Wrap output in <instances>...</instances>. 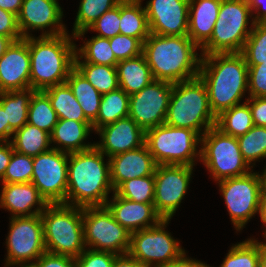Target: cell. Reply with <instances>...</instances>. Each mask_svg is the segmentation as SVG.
I'll return each instance as SVG.
<instances>
[{
	"instance_id": "cell-1",
	"label": "cell",
	"mask_w": 266,
	"mask_h": 267,
	"mask_svg": "<svg viewBox=\"0 0 266 267\" xmlns=\"http://www.w3.org/2000/svg\"><path fill=\"white\" fill-rule=\"evenodd\" d=\"M198 77L206 86L209 105L215 116L239 105L248 90V65L241 53L201 55Z\"/></svg>"
},
{
	"instance_id": "cell-2",
	"label": "cell",
	"mask_w": 266,
	"mask_h": 267,
	"mask_svg": "<svg viewBox=\"0 0 266 267\" xmlns=\"http://www.w3.org/2000/svg\"><path fill=\"white\" fill-rule=\"evenodd\" d=\"M68 164L66 205L105 206L108 193L114 189L110 180V161L104 164V154L94 146L70 153Z\"/></svg>"
},
{
	"instance_id": "cell-3",
	"label": "cell",
	"mask_w": 266,
	"mask_h": 267,
	"mask_svg": "<svg viewBox=\"0 0 266 267\" xmlns=\"http://www.w3.org/2000/svg\"><path fill=\"white\" fill-rule=\"evenodd\" d=\"M197 48L187 35L150 33L143 43L142 54L155 80L178 83L198 77L202 58L197 57Z\"/></svg>"
},
{
	"instance_id": "cell-4",
	"label": "cell",
	"mask_w": 266,
	"mask_h": 267,
	"mask_svg": "<svg viewBox=\"0 0 266 267\" xmlns=\"http://www.w3.org/2000/svg\"><path fill=\"white\" fill-rule=\"evenodd\" d=\"M68 33L59 36L27 37L30 52V82L35 91L66 82L74 68L76 45Z\"/></svg>"
},
{
	"instance_id": "cell-5",
	"label": "cell",
	"mask_w": 266,
	"mask_h": 267,
	"mask_svg": "<svg viewBox=\"0 0 266 267\" xmlns=\"http://www.w3.org/2000/svg\"><path fill=\"white\" fill-rule=\"evenodd\" d=\"M164 123L196 131L199 135L203 126L204 132L201 134L216 125L206 86L199 77L173 83Z\"/></svg>"
},
{
	"instance_id": "cell-6",
	"label": "cell",
	"mask_w": 266,
	"mask_h": 267,
	"mask_svg": "<svg viewBox=\"0 0 266 267\" xmlns=\"http://www.w3.org/2000/svg\"><path fill=\"white\" fill-rule=\"evenodd\" d=\"M40 215L46 252L77 258L85 250L81 207L48 204Z\"/></svg>"
},
{
	"instance_id": "cell-7",
	"label": "cell",
	"mask_w": 266,
	"mask_h": 267,
	"mask_svg": "<svg viewBox=\"0 0 266 267\" xmlns=\"http://www.w3.org/2000/svg\"><path fill=\"white\" fill-rule=\"evenodd\" d=\"M251 13L244 0H222L211 38L201 48V55L240 53L252 31V27L247 29Z\"/></svg>"
},
{
	"instance_id": "cell-8",
	"label": "cell",
	"mask_w": 266,
	"mask_h": 267,
	"mask_svg": "<svg viewBox=\"0 0 266 267\" xmlns=\"http://www.w3.org/2000/svg\"><path fill=\"white\" fill-rule=\"evenodd\" d=\"M201 136L187 128H177L163 123L145 132V144L158 165L193 166Z\"/></svg>"
},
{
	"instance_id": "cell-9",
	"label": "cell",
	"mask_w": 266,
	"mask_h": 267,
	"mask_svg": "<svg viewBox=\"0 0 266 267\" xmlns=\"http://www.w3.org/2000/svg\"><path fill=\"white\" fill-rule=\"evenodd\" d=\"M201 136L200 160L216 181L249 173V164L243 158L237 137L223 133L216 126Z\"/></svg>"
},
{
	"instance_id": "cell-10",
	"label": "cell",
	"mask_w": 266,
	"mask_h": 267,
	"mask_svg": "<svg viewBox=\"0 0 266 267\" xmlns=\"http://www.w3.org/2000/svg\"><path fill=\"white\" fill-rule=\"evenodd\" d=\"M82 221L85 247L116 255L129 252L131 233L113 218L106 206L82 208Z\"/></svg>"
},
{
	"instance_id": "cell-11",
	"label": "cell",
	"mask_w": 266,
	"mask_h": 267,
	"mask_svg": "<svg viewBox=\"0 0 266 267\" xmlns=\"http://www.w3.org/2000/svg\"><path fill=\"white\" fill-rule=\"evenodd\" d=\"M168 222L162 219L155 226L131 233L128 253L146 267H164L178 259L185 251L165 231Z\"/></svg>"
},
{
	"instance_id": "cell-12",
	"label": "cell",
	"mask_w": 266,
	"mask_h": 267,
	"mask_svg": "<svg viewBox=\"0 0 266 267\" xmlns=\"http://www.w3.org/2000/svg\"><path fill=\"white\" fill-rule=\"evenodd\" d=\"M231 221L240 230L248 220L259 213L263 193L261 175L252 173L218 181Z\"/></svg>"
},
{
	"instance_id": "cell-13",
	"label": "cell",
	"mask_w": 266,
	"mask_h": 267,
	"mask_svg": "<svg viewBox=\"0 0 266 267\" xmlns=\"http://www.w3.org/2000/svg\"><path fill=\"white\" fill-rule=\"evenodd\" d=\"M69 154L50 149L33 157L31 182L48 204H66Z\"/></svg>"
},
{
	"instance_id": "cell-14",
	"label": "cell",
	"mask_w": 266,
	"mask_h": 267,
	"mask_svg": "<svg viewBox=\"0 0 266 267\" xmlns=\"http://www.w3.org/2000/svg\"><path fill=\"white\" fill-rule=\"evenodd\" d=\"M11 217L5 266L27 265L46 252L41 215Z\"/></svg>"
},
{
	"instance_id": "cell-15",
	"label": "cell",
	"mask_w": 266,
	"mask_h": 267,
	"mask_svg": "<svg viewBox=\"0 0 266 267\" xmlns=\"http://www.w3.org/2000/svg\"><path fill=\"white\" fill-rule=\"evenodd\" d=\"M173 83L153 80L141 91L129 95V114L145 132L165 122Z\"/></svg>"
},
{
	"instance_id": "cell-16",
	"label": "cell",
	"mask_w": 266,
	"mask_h": 267,
	"mask_svg": "<svg viewBox=\"0 0 266 267\" xmlns=\"http://www.w3.org/2000/svg\"><path fill=\"white\" fill-rule=\"evenodd\" d=\"M193 166L157 165L154 207L162 219H171L187 192Z\"/></svg>"
},
{
	"instance_id": "cell-17",
	"label": "cell",
	"mask_w": 266,
	"mask_h": 267,
	"mask_svg": "<svg viewBox=\"0 0 266 267\" xmlns=\"http://www.w3.org/2000/svg\"><path fill=\"white\" fill-rule=\"evenodd\" d=\"M144 8L150 33L188 35L189 0H150Z\"/></svg>"
},
{
	"instance_id": "cell-18",
	"label": "cell",
	"mask_w": 266,
	"mask_h": 267,
	"mask_svg": "<svg viewBox=\"0 0 266 267\" xmlns=\"http://www.w3.org/2000/svg\"><path fill=\"white\" fill-rule=\"evenodd\" d=\"M63 11L57 0H23L21 10L17 16V23L22 38L30 37L27 30L52 27L49 32L41 36H59L67 33L60 22ZM56 26V27H55Z\"/></svg>"
},
{
	"instance_id": "cell-19",
	"label": "cell",
	"mask_w": 266,
	"mask_h": 267,
	"mask_svg": "<svg viewBox=\"0 0 266 267\" xmlns=\"http://www.w3.org/2000/svg\"><path fill=\"white\" fill-rule=\"evenodd\" d=\"M31 88L27 38L13 41L0 57V93Z\"/></svg>"
},
{
	"instance_id": "cell-20",
	"label": "cell",
	"mask_w": 266,
	"mask_h": 267,
	"mask_svg": "<svg viewBox=\"0 0 266 267\" xmlns=\"http://www.w3.org/2000/svg\"><path fill=\"white\" fill-rule=\"evenodd\" d=\"M96 132H99L102 140L95 146L109 158L145 144V131L129 116L107 124Z\"/></svg>"
},
{
	"instance_id": "cell-21",
	"label": "cell",
	"mask_w": 266,
	"mask_h": 267,
	"mask_svg": "<svg viewBox=\"0 0 266 267\" xmlns=\"http://www.w3.org/2000/svg\"><path fill=\"white\" fill-rule=\"evenodd\" d=\"M108 160L110 161V180L114 190L124 181L154 175L158 165L146 144L140 148L116 154Z\"/></svg>"
},
{
	"instance_id": "cell-22",
	"label": "cell",
	"mask_w": 266,
	"mask_h": 267,
	"mask_svg": "<svg viewBox=\"0 0 266 267\" xmlns=\"http://www.w3.org/2000/svg\"><path fill=\"white\" fill-rule=\"evenodd\" d=\"M113 201L105 206L113 218L130 233L157 225L162 217L156 212L154 204L137 203L122 198L113 192ZM152 223H149V222Z\"/></svg>"
},
{
	"instance_id": "cell-23",
	"label": "cell",
	"mask_w": 266,
	"mask_h": 267,
	"mask_svg": "<svg viewBox=\"0 0 266 267\" xmlns=\"http://www.w3.org/2000/svg\"><path fill=\"white\" fill-rule=\"evenodd\" d=\"M0 207L11 211L13 217L34 216L41 214L48 203L30 183H8L2 185ZM38 208L31 211L34 205Z\"/></svg>"
},
{
	"instance_id": "cell-24",
	"label": "cell",
	"mask_w": 266,
	"mask_h": 267,
	"mask_svg": "<svg viewBox=\"0 0 266 267\" xmlns=\"http://www.w3.org/2000/svg\"><path fill=\"white\" fill-rule=\"evenodd\" d=\"M222 0H189L188 37L202 48L211 38Z\"/></svg>"
},
{
	"instance_id": "cell-25",
	"label": "cell",
	"mask_w": 266,
	"mask_h": 267,
	"mask_svg": "<svg viewBox=\"0 0 266 267\" xmlns=\"http://www.w3.org/2000/svg\"><path fill=\"white\" fill-rule=\"evenodd\" d=\"M90 130H93L90 121L58 119L50 134L51 143L63 145V148L58 146L52 148L68 154L91 149L95 144H83V140L89 135Z\"/></svg>"
},
{
	"instance_id": "cell-26",
	"label": "cell",
	"mask_w": 266,
	"mask_h": 267,
	"mask_svg": "<svg viewBox=\"0 0 266 267\" xmlns=\"http://www.w3.org/2000/svg\"><path fill=\"white\" fill-rule=\"evenodd\" d=\"M119 88L128 95L141 91L154 80L143 54L119 61L116 65Z\"/></svg>"
},
{
	"instance_id": "cell-27",
	"label": "cell",
	"mask_w": 266,
	"mask_h": 267,
	"mask_svg": "<svg viewBox=\"0 0 266 267\" xmlns=\"http://www.w3.org/2000/svg\"><path fill=\"white\" fill-rule=\"evenodd\" d=\"M119 28V34L137 38L144 43L150 35V29L147 13L141 6V0H122L120 2Z\"/></svg>"
},
{
	"instance_id": "cell-28",
	"label": "cell",
	"mask_w": 266,
	"mask_h": 267,
	"mask_svg": "<svg viewBox=\"0 0 266 267\" xmlns=\"http://www.w3.org/2000/svg\"><path fill=\"white\" fill-rule=\"evenodd\" d=\"M85 117L93 123L98 116L102 94L74 67L66 79Z\"/></svg>"
},
{
	"instance_id": "cell-29",
	"label": "cell",
	"mask_w": 266,
	"mask_h": 267,
	"mask_svg": "<svg viewBox=\"0 0 266 267\" xmlns=\"http://www.w3.org/2000/svg\"><path fill=\"white\" fill-rule=\"evenodd\" d=\"M34 92L28 88L0 93V105L9 121V137L27 123L28 107Z\"/></svg>"
},
{
	"instance_id": "cell-30",
	"label": "cell",
	"mask_w": 266,
	"mask_h": 267,
	"mask_svg": "<svg viewBox=\"0 0 266 267\" xmlns=\"http://www.w3.org/2000/svg\"><path fill=\"white\" fill-rule=\"evenodd\" d=\"M13 134L11 144L13 149L19 153L35 157L52 149L49 147L50 134L31 124L26 123Z\"/></svg>"
},
{
	"instance_id": "cell-31",
	"label": "cell",
	"mask_w": 266,
	"mask_h": 267,
	"mask_svg": "<svg viewBox=\"0 0 266 267\" xmlns=\"http://www.w3.org/2000/svg\"><path fill=\"white\" fill-rule=\"evenodd\" d=\"M43 92L50 99L58 119L89 121L85 117L79 102L66 82L49 87L43 90Z\"/></svg>"
},
{
	"instance_id": "cell-32",
	"label": "cell",
	"mask_w": 266,
	"mask_h": 267,
	"mask_svg": "<svg viewBox=\"0 0 266 267\" xmlns=\"http://www.w3.org/2000/svg\"><path fill=\"white\" fill-rule=\"evenodd\" d=\"M129 114V95L121 88L102 94L97 119L92 123L95 131L99 128L127 117Z\"/></svg>"
},
{
	"instance_id": "cell-33",
	"label": "cell",
	"mask_w": 266,
	"mask_h": 267,
	"mask_svg": "<svg viewBox=\"0 0 266 267\" xmlns=\"http://www.w3.org/2000/svg\"><path fill=\"white\" fill-rule=\"evenodd\" d=\"M215 126L233 137L246 134L254 126L249 104L245 101L222 111L216 116Z\"/></svg>"
},
{
	"instance_id": "cell-34",
	"label": "cell",
	"mask_w": 266,
	"mask_h": 267,
	"mask_svg": "<svg viewBox=\"0 0 266 267\" xmlns=\"http://www.w3.org/2000/svg\"><path fill=\"white\" fill-rule=\"evenodd\" d=\"M57 122L58 116L48 96L43 91H35L29 103L27 123L51 134Z\"/></svg>"
},
{
	"instance_id": "cell-35",
	"label": "cell",
	"mask_w": 266,
	"mask_h": 267,
	"mask_svg": "<svg viewBox=\"0 0 266 267\" xmlns=\"http://www.w3.org/2000/svg\"><path fill=\"white\" fill-rule=\"evenodd\" d=\"M74 67L101 94L109 93L119 88L116 66H106L92 63H74Z\"/></svg>"
},
{
	"instance_id": "cell-36",
	"label": "cell",
	"mask_w": 266,
	"mask_h": 267,
	"mask_svg": "<svg viewBox=\"0 0 266 267\" xmlns=\"http://www.w3.org/2000/svg\"><path fill=\"white\" fill-rule=\"evenodd\" d=\"M122 0H81L76 16L73 37L85 34L88 28L106 11L117 6Z\"/></svg>"
},
{
	"instance_id": "cell-37",
	"label": "cell",
	"mask_w": 266,
	"mask_h": 267,
	"mask_svg": "<svg viewBox=\"0 0 266 267\" xmlns=\"http://www.w3.org/2000/svg\"><path fill=\"white\" fill-rule=\"evenodd\" d=\"M84 46L76 50L74 63H92L106 66H116L118 61L111 49L110 40L98 36L89 39ZM79 53V54H78ZM80 57H79V56ZM84 57V61H80Z\"/></svg>"
},
{
	"instance_id": "cell-38",
	"label": "cell",
	"mask_w": 266,
	"mask_h": 267,
	"mask_svg": "<svg viewBox=\"0 0 266 267\" xmlns=\"http://www.w3.org/2000/svg\"><path fill=\"white\" fill-rule=\"evenodd\" d=\"M114 192L137 203L153 204L155 192L154 175L124 181Z\"/></svg>"
},
{
	"instance_id": "cell-39",
	"label": "cell",
	"mask_w": 266,
	"mask_h": 267,
	"mask_svg": "<svg viewBox=\"0 0 266 267\" xmlns=\"http://www.w3.org/2000/svg\"><path fill=\"white\" fill-rule=\"evenodd\" d=\"M252 31L240 52L247 65L266 63V23H254Z\"/></svg>"
},
{
	"instance_id": "cell-40",
	"label": "cell",
	"mask_w": 266,
	"mask_h": 267,
	"mask_svg": "<svg viewBox=\"0 0 266 267\" xmlns=\"http://www.w3.org/2000/svg\"><path fill=\"white\" fill-rule=\"evenodd\" d=\"M237 139L241 154L248 164L266 157V127L253 126Z\"/></svg>"
},
{
	"instance_id": "cell-41",
	"label": "cell",
	"mask_w": 266,
	"mask_h": 267,
	"mask_svg": "<svg viewBox=\"0 0 266 267\" xmlns=\"http://www.w3.org/2000/svg\"><path fill=\"white\" fill-rule=\"evenodd\" d=\"M220 267H259V242L251 238L232 246Z\"/></svg>"
},
{
	"instance_id": "cell-42",
	"label": "cell",
	"mask_w": 266,
	"mask_h": 267,
	"mask_svg": "<svg viewBox=\"0 0 266 267\" xmlns=\"http://www.w3.org/2000/svg\"><path fill=\"white\" fill-rule=\"evenodd\" d=\"M33 173V157L13 151L12 157L1 178L2 184L30 183Z\"/></svg>"
},
{
	"instance_id": "cell-43",
	"label": "cell",
	"mask_w": 266,
	"mask_h": 267,
	"mask_svg": "<svg viewBox=\"0 0 266 267\" xmlns=\"http://www.w3.org/2000/svg\"><path fill=\"white\" fill-rule=\"evenodd\" d=\"M109 40L111 49L118 62L134 58L142 54L143 43L137 38L117 34Z\"/></svg>"
},
{
	"instance_id": "cell-44",
	"label": "cell",
	"mask_w": 266,
	"mask_h": 267,
	"mask_svg": "<svg viewBox=\"0 0 266 267\" xmlns=\"http://www.w3.org/2000/svg\"><path fill=\"white\" fill-rule=\"evenodd\" d=\"M120 3L114 8L106 11L100 18H98L89 28L97 31L98 37L113 38L120 32Z\"/></svg>"
},
{
	"instance_id": "cell-45",
	"label": "cell",
	"mask_w": 266,
	"mask_h": 267,
	"mask_svg": "<svg viewBox=\"0 0 266 267\" xmlns=\"http://www.w3.org/2000/svg\"><path fill=\"white\" fill-rule=\"evenodd\" d=\"M116 256L111 252L86 249L75 258V267H113Z\"/></svg>"
},
{
	"instance_id": "cell-46",
	"label": "cell",
	"mask_w": 266,
	"mask_h": 267,
	"mask_svg": "<svg viewBox=\"0 0 266 267\" xmlns=\"http://www.w3.org/2000/svg\"><path fill=\"white\" fill-rule=\"evenodd\" d=\"M250 97H266V63L248 65Z\"/></svg>"
},
{
	"instance_id": "cell-47",
	"label": "cell",
	"mask_w": 266,
	"mask_h": 267,
	"mask_svg": "<svg viewBox=\"0 0 266 267\" xmlns=\"http://www.w3.org/2000/svg\"><path fill=\"white\" fill-rule=\"evenodd\" d=\"M32 267H75V258L45 252L36 262H30Z\"/></svg>"
},
{
	"instance_id": "cell-48",
	"label": "cell",
	"mask_w": 266,
	"mask_h": 267,
	"mask_svg": "<svg viewBox=\"0 0 266 267\" xmlns=\"http://www.w3.org/2000/svg\"><path fill=\"white\" fill-rule=\"evenodd\" d=\"M0 35L7 36L13 41L22 39L18 28L17 16L0 8Z\"/></svg>"
},
{
	"instance_id": "cell-49",
	"label": "cell",
	"mask_w": 266,
	"mask_h": 267,
	"mask_svg": "<svg viewBox=\"0 0 266 267\" xmlns=\"http://www.w3.org/2000/svg\"><path fill=\"white\" fill-rule=\"evenodd\" d=\"M246 102L250 106L254 126L266 127V97H250Z\"/></svg>"
},
{
	"instance_id": "cell-50",
	"label": "cell",
	"mask_w": 266,
	"mask_h": 267,
	"mask_svg": "<svg viewBox=\"0 0 266 267\" xmlns=\"http://www.w3.org/2000/svg\"><path fill=\"white\" fill-rule=\"evenodd\" d=\"M2 143L0 141V178L4 176L14 151L10 141H2Z\"/></svg>"
},
{
	"instance_id": "cell-51",
	"label": "cell",
	"mask_w": 266,
	"mask_h": 267,
	"mask_svg": "<svg viewBox=\"0 0 266 267\" xmlns=\"http://www.w3.org/2000/svg\"><path fill=\"white\" fill-rule=\"evenodd\" d=\"M113 267H146L140 261L132 257L129 253L117 255L113 262Z\"/></svg>"
},
{
	"instance_id": "cell-52",
	"label": "cell",
	"mask_w": 266,
	"mask_h": 267,
	"mask_svg": "<svg viewBox=\"0 0 266 267\" xmlns=\"http://www.w3.org/2000/svg\"><path fill=\"white\" fill-rule=\"evenodd\" d=\"M244 1L249 5L251 12H253L254 9H255V12H257L256 17H253V22L254 23H266V5H263L264 7L261 6L262 3H264V1L263 0H244ZM260 9H263L262 10L263 13L261 11L259 12Z\"/></svg>"
},
{
	"instance_id": "cell-53",
	"label": "cell",
	"mask_w": 266,
	"mask_h": 267,
	"mask_svg": "<svg viewBox=\"0 0 266 267\" xmlns=\"http://www.w3.org/2000/svg\"><path fill=\"white\" fill-rule=\"evenodd\" d=\"M185 252L176 260H173L171 263L164 267H209L206 264L201 263L200 261H195L193 259H188L185 256Z\"/></svg>"
},
{
	"instance_id": "cell-54",
	"label": "cell",
	"mask_w": 266,
	"mask_h": 267,
	"mask_svg": "<svg viewBox=\"0 0 266 267\" xmlns=\"http://www.w3.org/2000/svg\"><path fill=\"white\" fill-rule=\"evenodd\" d=\"M23 0H0V8L18 16Z\"/></svg>"
},
{
	"instance_id": "cell-55",
	"label": "cell",
	"mask_w": 266,
	"mask_h": 267,
	"mask_svg": "<svg viewBox=\"0 0 266 267\" xmlns=\"http://www.w3.org/2000/svg\"><path fill=\"white\" fill-rule=\"evenodd\" d=\"M9 140V121H7L6 111L0 105V141Z\"/></svg>"
},
{
	"instance_id": "cell-56",
	"label": "cell",
	"mask_w": 266,
	"mask_h": 267,
	"mask_svg": "<svg viewBox=\"0 0 266 267\" xmlns=\"http://www.w3.org/2000/svg\"><path fill=\"white\" fill-rule=\"evenodd\" d=\"M261 221L266 225V193H262L261 203H260V211H259ZM264 237H266V230Z\"/></svg>"
},
{
	"instance_id": "cell-57",
	"label": "cell",
	"mask_w": 266,
	"mask_h": 267,
	"mask_svg": "<svg viewBox=\"0 0 266 267\" xmlns=\"http://www.w3.org/2000/svg\"><path fill=\"white\" fill-rule=\"evenodd\" d=\"M13 40L7 36L0 35V57L6 52Z\"/></svg>"
},
{
	"instance_id": "cell-58",
	"label": "cell",
	"mask_w": 266,
	"mask_h": 267,
	"mask_svg": "<svg viewBox=\"0 0 266 267\" xmlns=\"http://www.w3.org/2000/svg\"><path fill=\"white\" fill-rule=\"evenodd\" d=\"M259 267H266V242L259 243Z\"/></svg>"
},
{
	"instance_id": "cell-59",
	"label": "cell",
	"mask_w": 266,
	"mask_h": 267,
	"mask_svg": "<svg viewBox=\"0 0 266 267\" xmlns=\"http://www.w3.org/2000/svg\"><path fill=\"white\" fill-rule=\"evenodd\" d=\"M261 179H262L263 192L266 193V169L264 170L263 174L261 175Z\"/></svg>"
},
{
	"instance_id": "cell-60",
	"label": "cell",
	"mask_w": 266,
	"mask_h": 267,
	"mask_svg": "<svg viewBox=\"0 0 266 267\" xmlns=\"http://www.w3.org/2000/svg\"><path fill=\"white\" fill-rule=\"evenodd\" d=\"M20 267H32V265H29V264H27V265H19Z\"/></svg>"
}]
</instances>
